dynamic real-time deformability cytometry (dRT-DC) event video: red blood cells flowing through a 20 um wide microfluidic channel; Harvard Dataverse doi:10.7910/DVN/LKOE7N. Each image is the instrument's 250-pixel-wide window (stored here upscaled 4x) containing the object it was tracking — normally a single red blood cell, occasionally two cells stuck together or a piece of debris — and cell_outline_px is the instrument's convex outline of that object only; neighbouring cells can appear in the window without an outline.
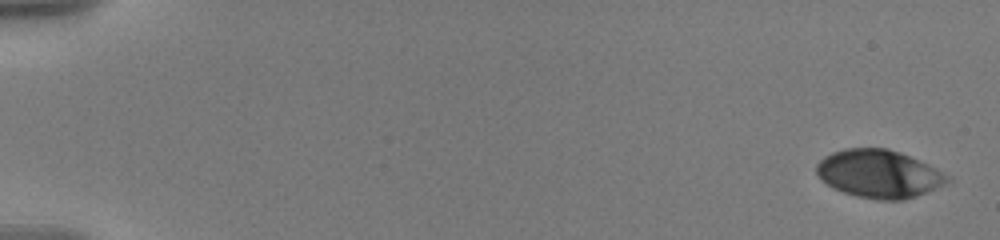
{"species": "human", "species_latin": "Homo sapiens", "temperature_condition": "warm", "stored_images_in_passage": 20, "camera_frame_rate_fps": 3000, "um_per_image_px": 0.085, "donor": {"sex": "male"}, "frame": {"image": 1, "passage_image": 1, "time_ms": 0.0, "image_size_px": [1000, 240], "cell_outline_px": [[952, 180], [944, 184], [916, 196], [900, 200], [880, 200], [856, 196], [844, 192], [828, 184], [816, 172], [816, 164], [824, 156], [832, 152], [844, 148], [888, 148], [900, 152], [928, 164], [936, 168], [948, 176]], "centroid_in_image_um": [74.71, 14.76], "position_along_channel_um": 10.3, "area_um2": 36.24}}
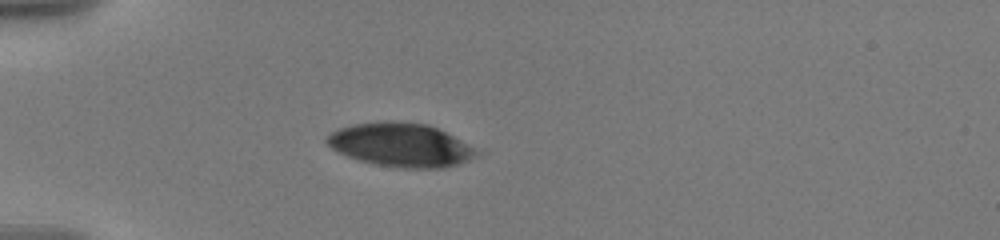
{"frame": {"image": 2, "passage_image": 17, "time_ms": 5.333, "image_size_px": [1000, 240], "cell_outline_px": [[480, 152], [476, 156], [468, 160], [444, 168], [396, 168], [376, 164], [360, 160], [348, 156], [332, 148], [324, 140], [332, 132], [340, 128], [352, 124], [428, 124], [460, 140]], "centroid_in_image_um": [34.07, 12.37], "position_along_channel_um": 50.9, "area_um2": 36.59}}